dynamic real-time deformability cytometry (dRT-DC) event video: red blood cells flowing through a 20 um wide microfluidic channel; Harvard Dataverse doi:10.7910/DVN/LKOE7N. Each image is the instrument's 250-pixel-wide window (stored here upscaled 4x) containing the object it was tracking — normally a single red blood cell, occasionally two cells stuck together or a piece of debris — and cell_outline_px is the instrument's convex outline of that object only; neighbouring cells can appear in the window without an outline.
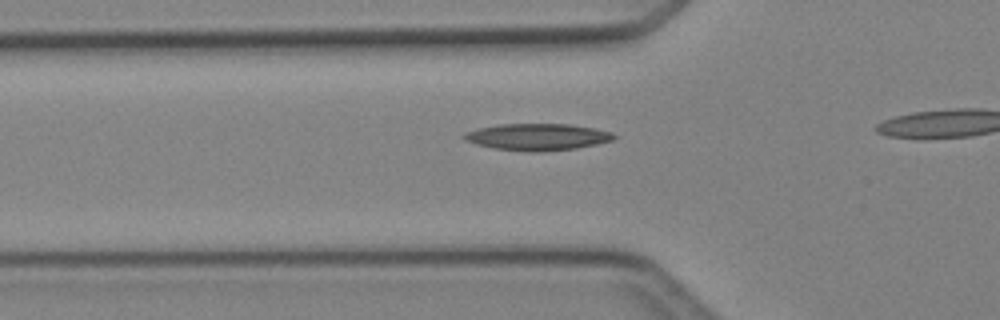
{"species": "Egyptian fruit bat (a non-hibernating species)", "species_latin": "Rousettus aegyptiacus", "temperature_condition": "cold", "stored_images_in_passage": 7, "camera_frame_rate_fps": 3000, "um_per_image_px": 0.085, "animal": {"sex": "female"}, "frame": {"image": 1, "passage_image": 2, "time_ms": 0.333, "image_size_px": [1000, 320], "cell_outline_px": [[616, 136], [612, 140], [596, 144], [576, 148], [544, 152], [528, 152], [492, 148], [476, 144], [464, 140], [460, 136], [464, 132], [476, 128], [500, 124], [568, 124], [596, 128], [612, 132]], "centroid_in_image_um": [45.63, 11.64], "position_along_channel_um": 80.2, "area_um2": 23.64}}
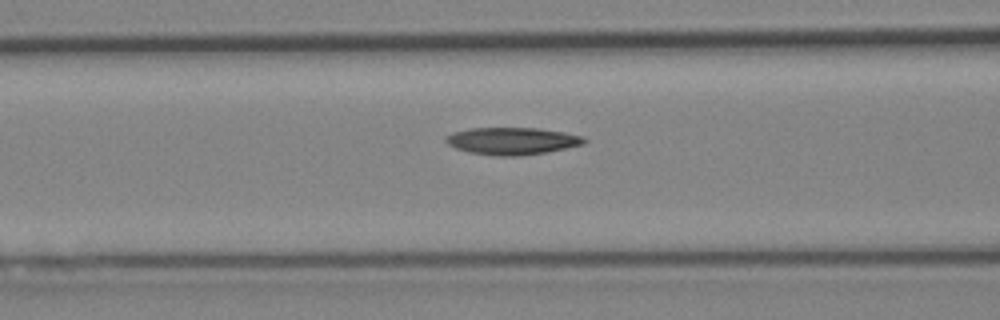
{"frame": {"image": 2, "passage_image": 5, "time_ms": 1.333, "image_size_px": [1000, 320], "cell_outline_px": [[588, 140], [584, 144], [544, 152], [520, 156], [500, 156], [468, 152], [456, 148], [448, 144], [444, 140], [444, 136], [452, 132], [468, 128], [536, 128], [564, 132], [584, 136]], "centroid_in_image_um": [43.5, 11.97], "position_along_channel_um": 123.1, "area_um2": 21.96}}